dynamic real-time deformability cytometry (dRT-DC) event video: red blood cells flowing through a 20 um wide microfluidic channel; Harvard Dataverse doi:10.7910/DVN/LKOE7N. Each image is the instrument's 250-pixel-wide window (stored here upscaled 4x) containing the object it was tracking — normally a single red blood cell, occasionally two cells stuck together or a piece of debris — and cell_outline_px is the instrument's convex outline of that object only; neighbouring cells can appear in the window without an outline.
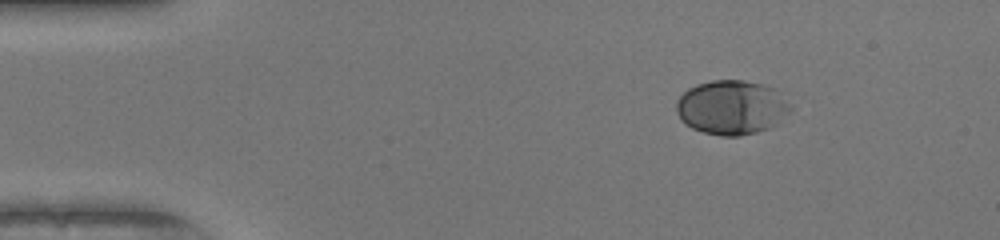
{"species": "human", "species_latin": "Homo sapiens", "temperature_condition": "warm", "stored_images_in_passage": 44, "camera_frame_rate_fps": 3000, "um_per_image_px": 0.085, "donor": {"sex": "female"}, "frame": {"image": 1, "passage_image": 1, "time_ms": 0.0, "image_size_px": [1000, 240], "cell_outline_px": [[792, 108], [780, 124], [756, 132], [740, 136], [720, 136], [704, 132], [692, 128], [684, 124], [680, 120], [676, 112], [676, 100], [688, 88], [696, 84], [712, 80], [744, 80], [776, 88], [792, 104]], "centroid_in_image_um": [62.21, 9.13], "position_along_channel_um": 22.8, "area_um2": 36.7}}
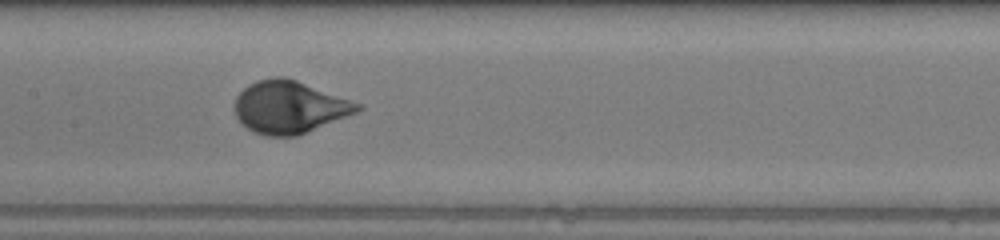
{"frame": {"image": 2, "passage_image": 19, "time_ms": 6.0, "image_size_px": [1000, 240], "cell_outline_px": [[364, 108], [356, 112], [296, 136], [264, 136], [252, 132], [236, 116], [232, 108], [236, 96], [248, 84], [256, 80], [276, 76], [284, 76], [296, 80], [364, 104]], "centroid_in_image_um": [24.57, 9.09], "position_along_channel_um": 182.8, "area_um2": 37.63}}
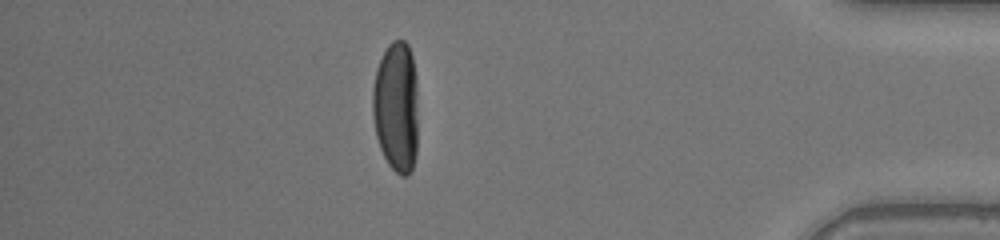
{"frame": {"image": 3, "passage_image": 38, "time_ms": 12.333, "image_size_px": [1000, 240], "cell_outline_px": [[416, 156], [412, 168], [408, 176], [400, 176], [388, 164], [380, 148], [376, 136], [372, 116], [372, 88], [376, 68], [388, 44], [392, 40], [404, 40], [408, 44], [412, 56], [416, 76]], "centroid_in_image_um": [33.66, 9.08], "position_along_channel_um": 401.5, "area_um2": 34.97}, "authors_computed_cell_mechanics": {"area_um2": 35.4892, "velocity_mm_per_s": 4.1176, "shape_relaxation_time_tau1_ms": 2.602, "shape_relaxation_time_tau2_ms": null, "deformation_change_tau1": 0.1865, "deformation_change_tau2": null}}